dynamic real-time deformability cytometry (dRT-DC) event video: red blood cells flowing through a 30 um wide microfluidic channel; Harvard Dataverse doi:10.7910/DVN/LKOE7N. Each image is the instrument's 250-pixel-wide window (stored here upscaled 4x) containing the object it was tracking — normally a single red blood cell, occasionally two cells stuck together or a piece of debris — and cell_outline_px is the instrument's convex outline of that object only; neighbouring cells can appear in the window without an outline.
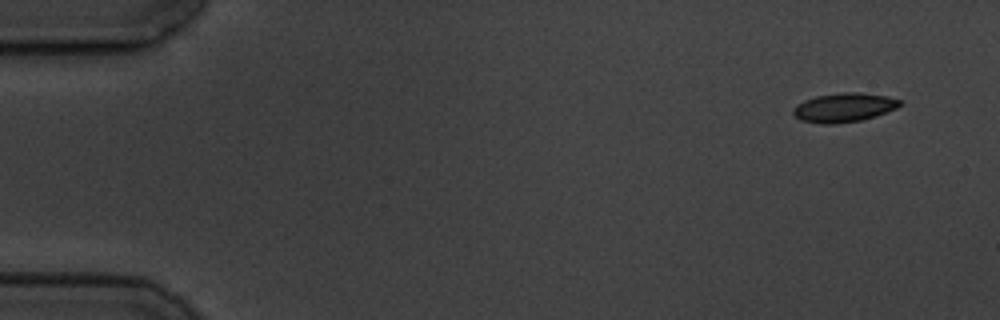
{"species": "common noctule bat (a hibernating species)", "species_latin": "Nyctalus noctula", "temperature_condition": "cold", "stored_images_in_passage": 3, "camera_frame_rate_fps": 3000, "um_per_image_px": 0.085, "animal": {"sex": "male", "body_mass_g": 19.5, "forearm_length_mm": 54.6}, "frame": {"image": 1, "passage_image": 1, "time_ms": 0.0, "image_size_px": [1000, 320], "cell_outline_px": [[904, 104], [896, 108], [860, 120], [836, 124], [820, 124], [800, 120], [792, 112], [792, 108], [796, 104], [804, 100], [816, 96], [840, 92], [860, 92], [888, 96], [904, 100]], "centroid_in_image_um": [71.73, 9.12], "position_along_channel_um": 13.3, "area_um2": 18.21}}